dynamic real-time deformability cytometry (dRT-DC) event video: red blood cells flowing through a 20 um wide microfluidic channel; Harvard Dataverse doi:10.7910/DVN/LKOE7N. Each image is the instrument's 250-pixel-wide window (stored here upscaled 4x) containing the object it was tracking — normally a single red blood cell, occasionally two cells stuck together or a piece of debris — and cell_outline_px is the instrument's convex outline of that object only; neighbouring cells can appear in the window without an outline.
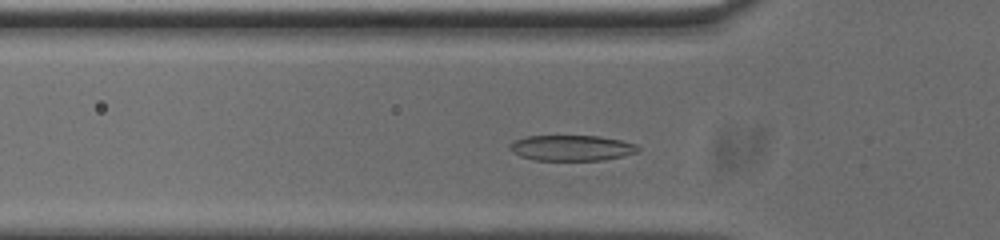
{"species": "common noctule bat (a hibernating species)", "species_latin": "Nyctalus noctula", "temperature_condition": "cold", "stored_images_in_passage": 36, "camera_frame_rate_fps": 3000, "um_per_image_px": 0.085, "animal": {"sex": "male", "body_mass_g": 20.0, "forearm_length_mm": 53.3}, "frame": {"image": 1, "passage_image": 6, "time_ms": 1.667, "image_size_px": [1000, 240], "cell_outline_px": [[640, 148], [636, 152], [624, 156], [604, 160], [536, 160], [520, 156], [512, 152], [508, 148], [508, 144], [516, 140], [528, 136], [600, 136], [620, 140], [636, 144]], "centroid_in_image_um": [48.58, 12.58], "position_along_channel_um": 77.2, "area_um2": 19.13}}
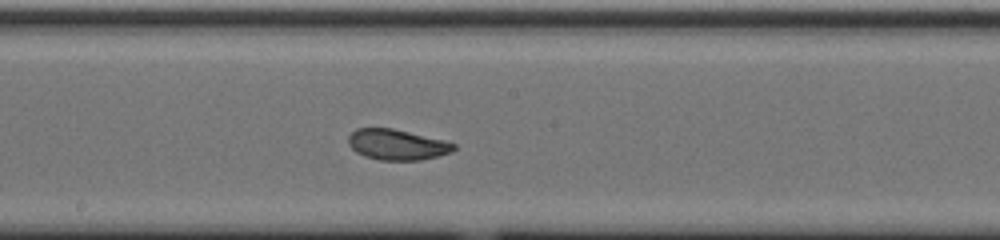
{"frame": {"image": 2, "passage_image": 17, "time_ms": 5.333, "image_size_px": [1000, 240], "cell_outline_px": [[456, 148], [452, 152], [420, 160], [380, 160], [364, 156], [356, 152], [348, 144], [348, 136], [356, 128], [392, 128], [444, 140], [456, 144]], "centroid_in_image_um": [33.73, 12.29], "position_along_channel_um": 214.5, "area_um2": 18.79}}
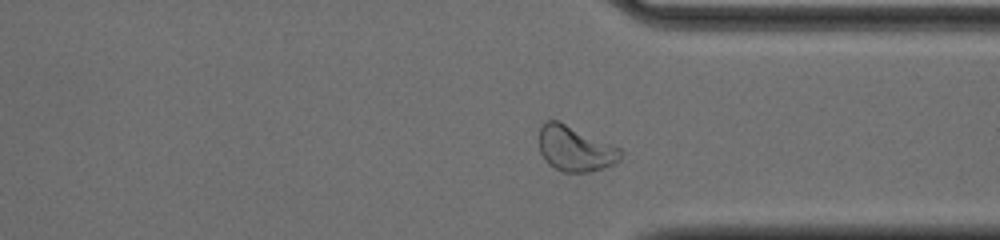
{"frame": {"image": 3, "passage_image": 29, "time_ms": 9.333, "image_size_px": [1000, 240], "cell_outline_px": [[624, 152], [620, 160], [604, 168], [588, 172], [564, 172], [548, 164], [544, 160], [540, 152], [540, 128], [548, 120], [556, 120], [620, 148]], "centroid_in_image_um": [48.9, 12.67], "position_along_channel_um": 362.5, "area_um2": 21.15}, "authors_computed_cell_mechanics": {"area_um2": 19.1318, "velocity_mm_per_s": 3.7299, "shape_relaxation_time_tau1_ms": 2.9927, "shape_relaxation_time_tau2_ms": 0.9445, "deformation_change_tau1": 0.1441, "deformation_change_tau2": 0.0723}}